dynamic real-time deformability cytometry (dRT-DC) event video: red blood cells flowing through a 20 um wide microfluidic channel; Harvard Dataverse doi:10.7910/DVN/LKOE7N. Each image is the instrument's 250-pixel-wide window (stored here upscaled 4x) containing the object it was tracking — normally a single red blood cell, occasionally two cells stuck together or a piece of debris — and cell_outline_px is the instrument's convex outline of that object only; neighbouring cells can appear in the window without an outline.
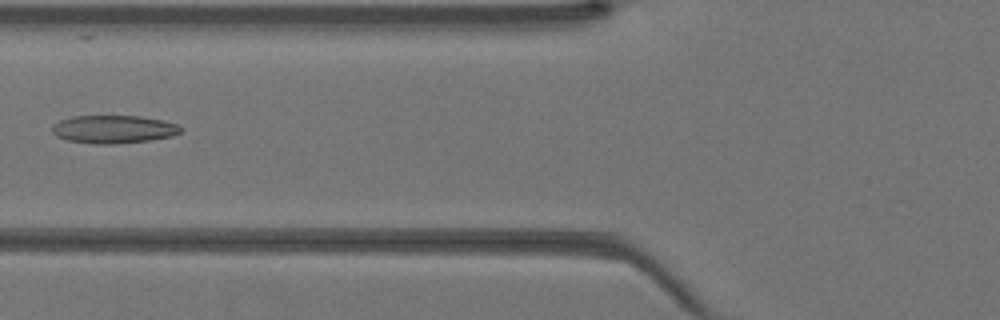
{"species": "Egyptian fruit bat (a non-hibernating species)", "species_latin": "Rousettus aegyptiacus", "temperature_condition": "warm", "stored_images_in_passage": 33, "camera_frame_rate_fps": 3000, "um_per_image_px": 0.085, "animal": {"sex": "female"}, "frame": {"image": 1, "passage_image": 7, "time_ms": 2.0, "image_size_px": [1000, 320], "cell_outline_px": [[184, 128], [180, 132], [172, 136], [152, 140], [116, 144], [92, 144], [68, 140], [56, 136], [52, 132], [52, 128], [60, 120], [72, 116], [140, 116], [164, 120], [180, 124]], "centroid_in_image_um": [9.71, 10.99], "position_along_channel_um": 116.1, "area_um2": 21.21}}
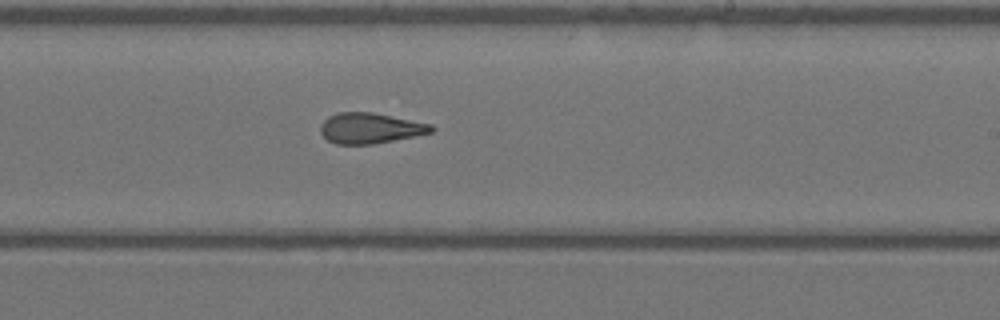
{"frame": {"image": 2, "passage_image": 16, "time_ms": 5.0, "image_size_px": [1000, 320], "cell_outline_px": [[436, 128], [432, 132], [372, 144], [336, 144], [328, 140], [320, 132], [320, 124], [328, 116], [340, 112], [372, 112], [432, 124]], "centroid_in_image_um": [31.44, 10.88], "position_along_channel_um": 257.6, "area_um2": 19.59}}
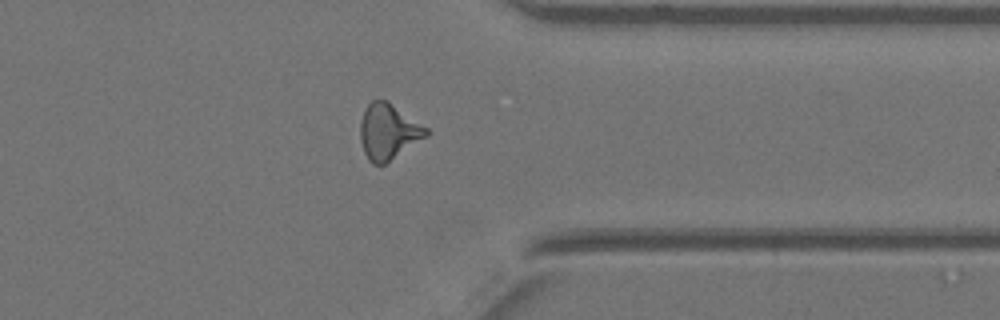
{"frame": {"image": 3, "passage_image": 24, "time_ms": 7.667, "image_size_px": [1000, 320], "cell_outline_px": [[428, 136], [384, 164], [372, 164], [368, 160], [364, 152], [360, 140], [360, 120], [364, 108], [372, 100], [388, 100], [428, 128]], "centroid_in_image_um": [32.99, 11.17], "position_along_channel_um": 378.4, "area_um2": 21.5}}